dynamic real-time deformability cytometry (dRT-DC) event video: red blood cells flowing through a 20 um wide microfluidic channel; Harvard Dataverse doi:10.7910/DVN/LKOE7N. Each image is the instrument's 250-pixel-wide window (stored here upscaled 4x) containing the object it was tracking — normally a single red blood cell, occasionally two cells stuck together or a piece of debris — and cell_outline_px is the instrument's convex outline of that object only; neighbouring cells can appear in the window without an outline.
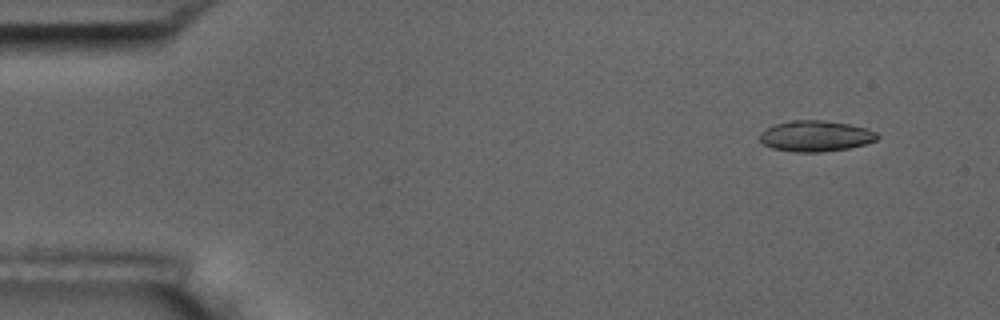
{"species": "common noctule bat (a hibernating species)", "species_latin": "Nyctalus noctula", "temperature_condition": "room temperature", "stored_images_in_passage": 55, "camera_frame_rate_fps": 3000, "um_per_image_px": 0.085, "animal": {"sex": "male", "body_mass_g": 17.5, "forearm_length_mm": 52.3}, "frame": {"image": 1, "passage_image": 5, "time_ms": 1.333, "image_size_px": [1000, 320], "cell_outline_px": [[880, 136], [876, 140], [864, 144], [848, 148], [820, 152], [796, 152], [772, 148], [764, 144], [760, 140], [760, 132], [772, 124], [792, 120], [820, 120], [848, 124], [868, 128], [876, 132]], "centroid_in_image_um": [69.31, 11.55], "position_along_channel_um": 15.7, "area_um2": 21.15}}
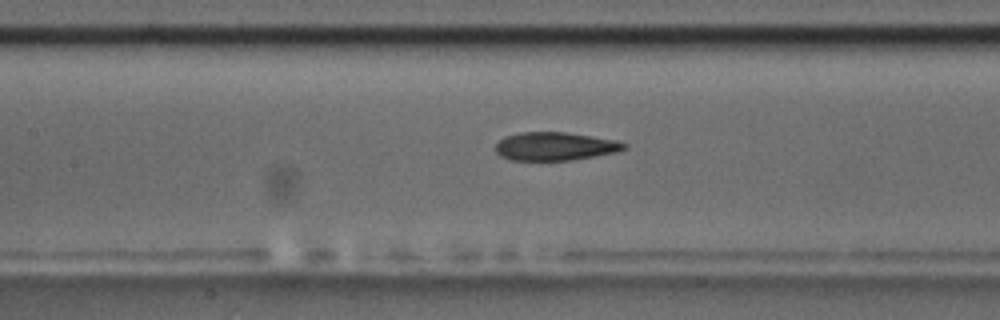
{"frame": {"image": 2, "passage_image": 25, "time_ms": 8.0, "image_size_px": [1000, 320], "cell_outline_px": [[628, 148], [616, 152], [596, 156], [572, 160], [512, 160], [500, 156], [496, 152], [496, 144], [504, 136], [520, 132], [564, 132], [592, 136], [616, 140], [628, 144]], "centroid_in_image_um": [47.19, 12.43], "position_along_channel_um": 160.2, "area_um2": 21.27}}
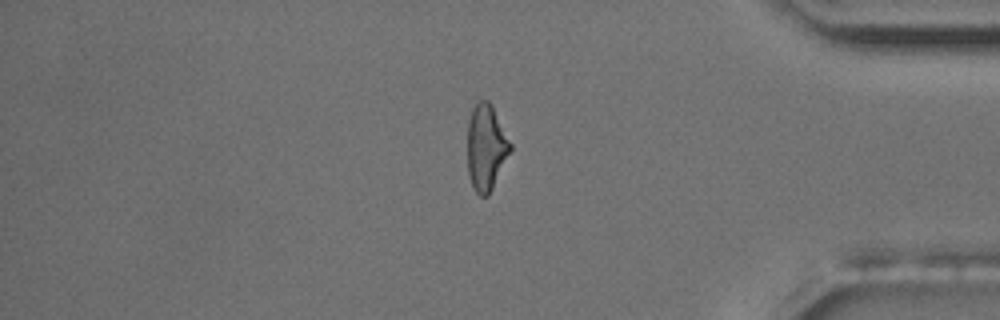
{"frame": {"image": 3, "passage_image": 46, "time_ms": 15.0, "image_size_px": [1000, 320], "cell_outline_px": [[512, 148], [488, 196], [480, 196], [476, 192], [472, 184], [468, 172], [468, 120], [472, 108], [476, 100], [488, 100], [492, 104], [512, 144]], "centroid_in_image_um": [41.32, 12.48], "position_along_channel_um": 393.9, "area_um2": 21.5}, "authors_computed_cell_mechanics": {"area_um2": 21.7328, "velocity_mm_per_s": 3.7207, "shape_relaxation_time_tau1_ms": 7.9267, "shape_relaxation_time_tau2_ms": 4.2694, "deformation_change_tau1": 0.2039, "deformation_change_tau2": 0.1405}}